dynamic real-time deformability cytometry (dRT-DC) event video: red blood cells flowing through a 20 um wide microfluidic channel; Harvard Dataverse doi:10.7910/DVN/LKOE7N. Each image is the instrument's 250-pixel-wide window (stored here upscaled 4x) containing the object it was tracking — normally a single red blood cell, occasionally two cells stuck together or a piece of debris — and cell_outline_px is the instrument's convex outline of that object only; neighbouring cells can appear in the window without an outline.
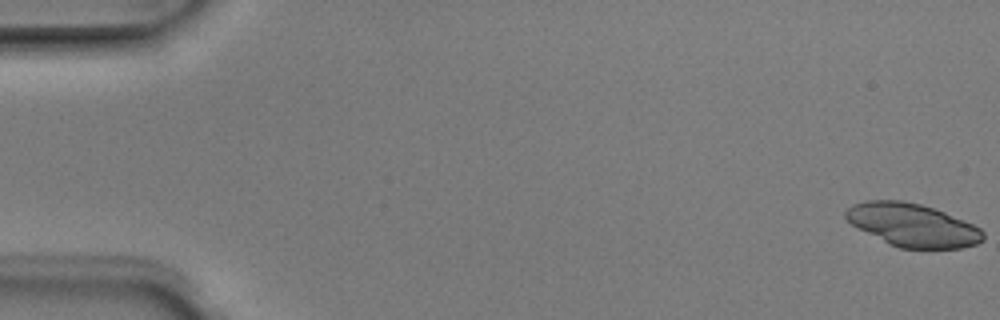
{"species": "Egyptian fruit bat (a non-hibernating species)", "species_latin": "Rousettus aegyptiacus", "temperature_condition": "room temperature", "stored_images_in_passage": 6, "camera_frame_rate_fps": 3000, "um_per_image_px": 0.085, "animal": {"sex": "male"}, "frame": {"image": 1, "passage_image": 1, "time_ms": 0.0, "image_size_px": [1000, 320], "cell_outline_px": [[984, 240], [976, 244], [960, 248], [900, 248], [888, 244], [852, 224], [844, 216], [844, 212], [852, 204], [868, 200], [904, 200], [920, 204], [944, 212], [972, 224], [980, 228], [984, 232]], "centroid_in_image_um": [77.56, 19.13], "position_along_channel_um": 7.4, "area_um2": 34.22}}
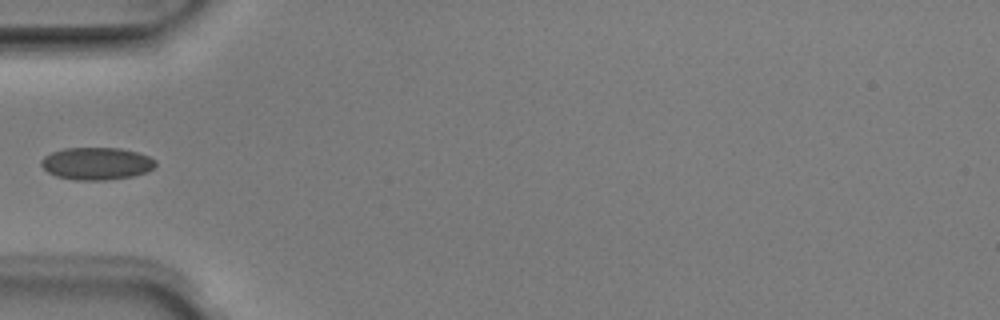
{"frame": {"image": 2, "passage_image": 6, "time_ms": 1.667, "image_size_px": [1000, 320], "cell_outline_px": [[156, 164], [152, 168], [144, 172], [132, 176], [104, 180], [76, 180], [56, 176], [48, 172], [40, 164], [40, 160], [44, 156], [52, 152], [64, 148], [120, 148], [136, 152], [148, 156], [156, 160]], "centroid_in_image_um": [8.17, 13.89], "position_along_channel_um": 76.8, "area_um2": 21.44}}